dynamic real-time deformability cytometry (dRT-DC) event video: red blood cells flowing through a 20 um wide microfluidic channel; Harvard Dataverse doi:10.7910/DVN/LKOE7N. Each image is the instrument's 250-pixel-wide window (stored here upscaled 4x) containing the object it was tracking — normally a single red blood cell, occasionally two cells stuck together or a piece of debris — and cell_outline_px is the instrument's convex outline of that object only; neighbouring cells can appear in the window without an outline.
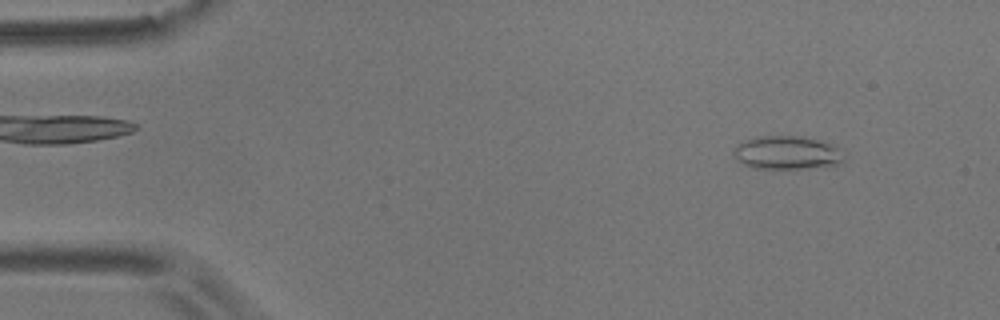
{"species": "common noctule bat (a hibernating species)", "species_latin": "Nyctalus noctula", "temperature_condition": "room temperature", "stored_images_in_passage": 4, "camera_frame_rate_fps": 3000, "um_per_image_px": 0.085, "animal": {"sex": "male", "body_mass_g": 17.9}, "frame": {"image": 1, "passage_image": 1, "time_ms": 0.0, "image_size_px": [1000, 320], "cell_outline_px": [[848, 152], [844, 160], [840, 164], [804, 168], [752, 168], [736, 160], [736, 148], [744, 140], [760, 136], [800, 136], [816, 140], [840, 148]], "centroid_in_image_um": [66.97, 12.98], "position_along_channel_um": 18.0, "area_um2": 21.27}}